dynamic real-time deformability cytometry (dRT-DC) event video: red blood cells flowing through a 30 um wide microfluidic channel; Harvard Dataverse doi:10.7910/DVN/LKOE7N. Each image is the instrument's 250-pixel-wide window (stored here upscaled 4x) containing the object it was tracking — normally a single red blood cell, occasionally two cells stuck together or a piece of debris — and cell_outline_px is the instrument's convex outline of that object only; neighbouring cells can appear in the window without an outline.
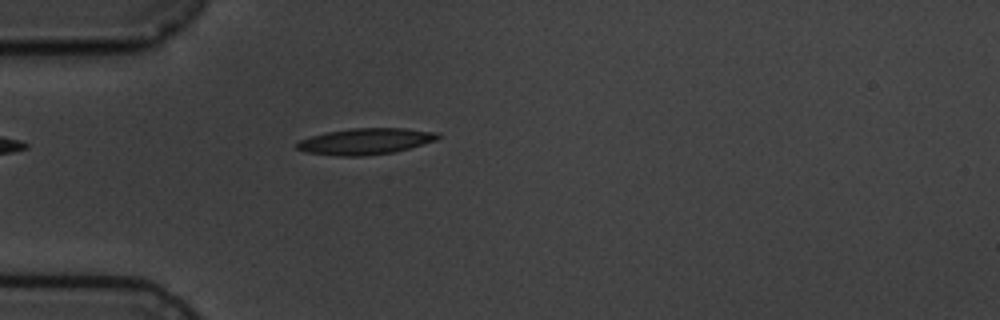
{"species": "common noctule bat (a hibernating species)", "species_latin": "Nyctalus noctula", "temperature_condition": "cold", "stored_images_in_passage": 5, "camera_frame_rate_fps": 3000, "um_per_image_px": 0.085, "animal": {"sex": "male", "body_mass_g": 19.5, "forearm_length_mm": 54.6}, "frame": {"image": 1, "passage_image": 5, "time_ms": 5.333, "image_size_px": [1000, 320], "cell_outline_px": [[440, 136], [436, 140], [408, 148], [392, 152], [360, 156], [340, 156], [304, 152], [296, 148], [296, 144], [300, 140], [324, 132], [352, 128], [404, 128], [440, 132]], "centroid_in_image_um": [31.05, 12.0], "position_along_channel_um": 53.9, "area_um2": 21.44}}